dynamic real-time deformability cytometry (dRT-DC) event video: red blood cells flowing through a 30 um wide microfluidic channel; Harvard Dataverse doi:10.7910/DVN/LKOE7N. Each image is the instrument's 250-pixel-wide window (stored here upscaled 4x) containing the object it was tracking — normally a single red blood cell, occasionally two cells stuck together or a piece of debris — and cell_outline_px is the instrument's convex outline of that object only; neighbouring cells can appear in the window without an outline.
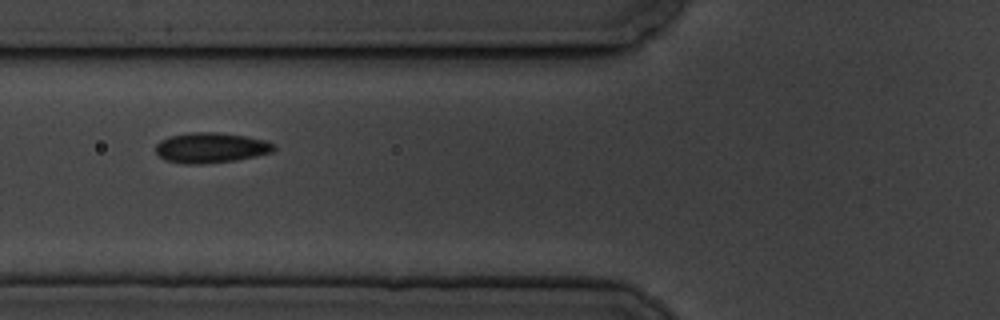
{"species": "common noctule bat (a hibernating species)", "species_latin": "Nyctalus noctula", "temperature_condition": "cold", "stored_images_in_passage": 6, "camera_frame_rate_fps": 3000, "um_per_image_px": 0.085, "animal": {"sex": "male", "body_mass_g": 19.5, "forearm_length_mm": 54.6}, "frame": {"image": 1, "passage_image": 3, "time_ms": 2.333, "image_size_px": [1000, 320], "cell_outline_px": [[276, 148], [272, 152], [256, 156], [236, 160], [204, 164], [184, 164], [164, 160], [156, 152], [156, 144], [160, 140], [168, 136], [192, 132], [216, 132], [244, 136], [264, 140], [276, 144]], "centroid_in_image_um": [17.91, 12.56], "position_along_channel_um": 107.9, "area_um2": 20.98}}
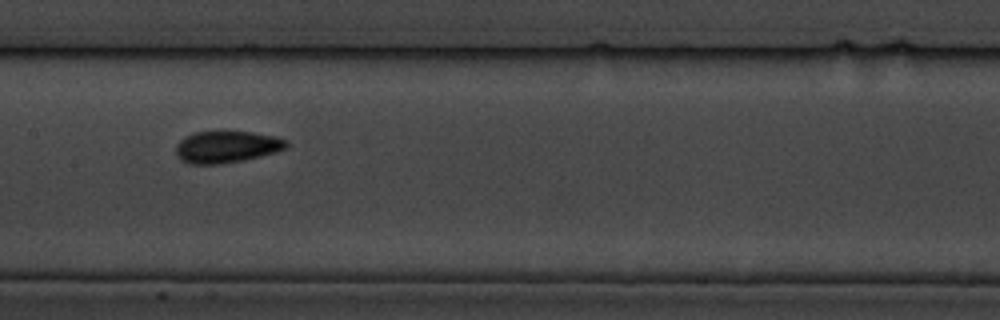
{"frame": {"image": 2, "passage_image": 5, "time_ms": 4.667, "image_size_px": [1000, 320], "cell_outline_px": [[288, 148], [276, 152], [244, 160], [216, 164], [192, 164], [180, 160], [176, 156], [176, 144], [184, 136], [196, 132], [252, 132], [276, 136], [288, 140]], "centroid_in_image_um": [19.27, 12.48], "position_along_channel_um": 188.1, "area_um2": 20.58}}
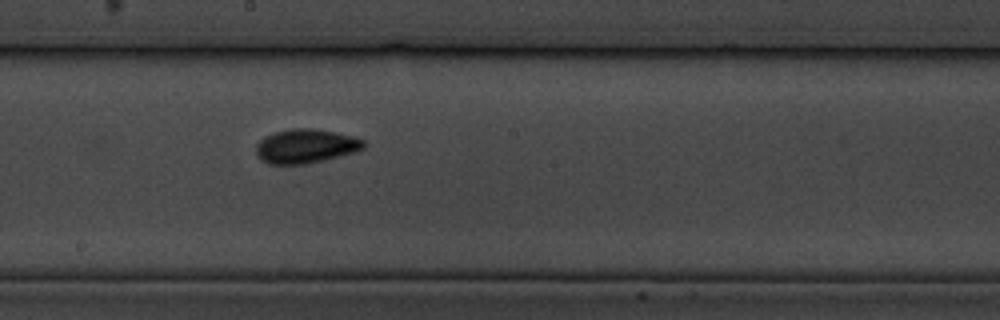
{"frame": {"image": 3, "passage_image": 6, "time_ms": 5.667, "image_size_px": [1000, 320], "cell_outline_px": [[364, 148], [352, 152], [324, 160], [308, 164], [268, 164], [260, 160], [256, 156], [256, 144], [264, 136], [276, 132], [292, 128], [312, 128], [336, 132], [356, 136], [364, 140]], "centroid_in_image_um": [25.96, 12.42], "position_along_channel_um": 222.2, "area_um2": 21.5}}